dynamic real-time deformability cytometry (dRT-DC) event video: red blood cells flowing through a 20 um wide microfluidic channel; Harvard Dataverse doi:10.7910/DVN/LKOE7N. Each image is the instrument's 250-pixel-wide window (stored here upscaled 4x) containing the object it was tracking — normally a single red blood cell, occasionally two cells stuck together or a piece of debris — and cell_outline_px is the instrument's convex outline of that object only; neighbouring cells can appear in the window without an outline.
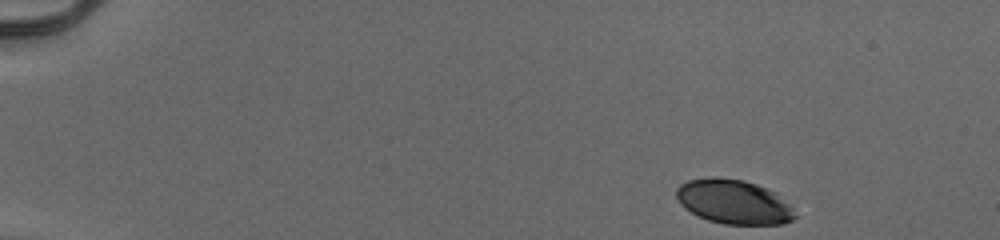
{"species": "human", "species_latin": "Homo sapiens", "temperature_condition": "cold", "stored_images_in_passage": 48, "camera_frame_rate_fps": 3000, "um_per_image_px": 0.085, "donor": {"sex": "male"}, "frame": {"image": 1, "passage_image": 1, "time_ms": 0.0, "image_size_px": [1000, 240], "cell_outline_px": [[800, 216], [784, 224], [724, 224], [708, 220], [684, 208], [680, 204], [676, 196], [676, 188], [680, 184], [688, 180], [712, 176], [716, 176], [744, 180], [768, 188], [776, 192], [792, 204]], "centroid_in_image_um": [62.43, 17.15], "position_along_channel_um": 22.6, "area_um2": 31.27}}
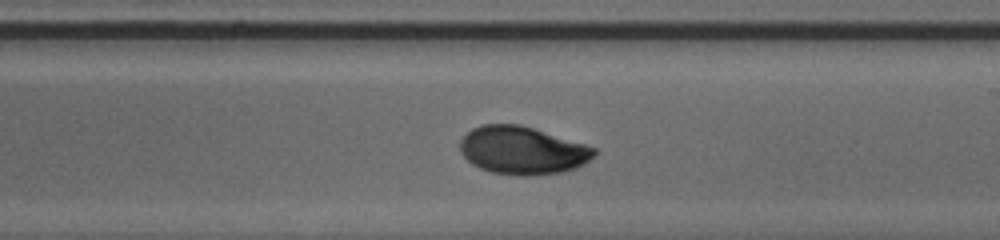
{"frame": {"image": 2, "passage_image": 28, "time_ms": 9.0, "image_size_px": [1000, 240], "cell_outline_px": [[596, 156], [584, 164], [576, 168], [560, 172], [532, 176], [516, 176], [492, 172], [480, 168], [472, 164], [460, 152], [460, 140], [472, 128], [480, 124], [520, 124], [584, 144], [596, 148]], "centroid_in_image_um": [44.4, 12.79], "position_along_channel_um": 244.6, "area_um2": 37.51}}
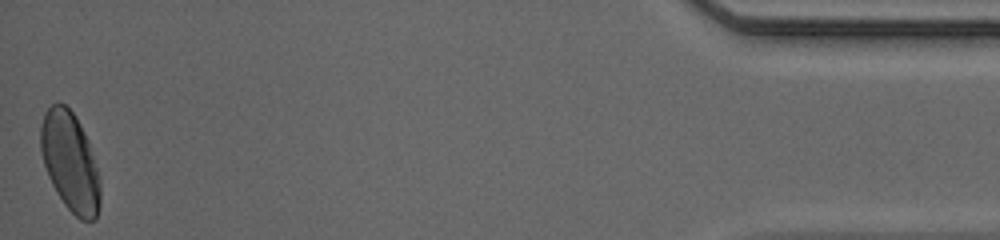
{"frame": {"image": 3, "passage_image": 48, "time_ms": 15.667, "image_size_px": [1000, 240], "cell_outline_px": [[100, 204], [96, 220], [80, 220], [64, 204], [56, 192], [48, 176], [44, 164], [40, 148], [40, 128], [44, 112], [56, 100], [64, 104], [72, 112], [80, 124], [88, 140], [100, 180]], "centroid_in_image_um": [5.95, 13.75], "position_along_channel_um": 429.3, "area_um2": 34.45}, "authors_computed_cell_mechanics": {"area_um2": 35.3158, "velocity_mm_per_s": 3.9404, "shape_relaxation_time_tau1_ms": 3.5093, "shape_relaxation_time_tau2_ms": 1.1643, "deformation_change_tau1": 0.136, "deformation_change_tau2": 0.0413}}